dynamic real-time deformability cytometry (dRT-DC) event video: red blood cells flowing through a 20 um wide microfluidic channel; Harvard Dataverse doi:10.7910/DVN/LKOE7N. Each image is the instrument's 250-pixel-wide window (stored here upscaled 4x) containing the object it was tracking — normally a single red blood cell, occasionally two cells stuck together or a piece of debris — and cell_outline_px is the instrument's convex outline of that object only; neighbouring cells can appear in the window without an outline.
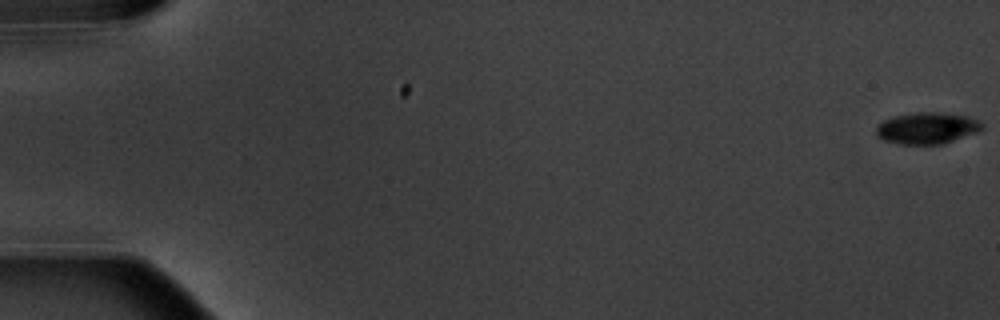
{"species": "common noctule bat (a hibernating species)", "species_latin": "Nyctalus noctula", "temperature_condition": "warm", "stored_images_in_passage": 6, "camera_frame_rate_fps": 3000, "um_per_image_px": 0.085, "animal": {"sex": "male", "body_mass_g": 20.1, "forearm_length_mm": 53.5}, "frame": {"image": 1, "passage_image": 1, "time_ms": 0.0, "image_size_px": [1000, 320], "cell_outline_px": [[984, 128], [980, 132], [940, 144], [900, 144], [884, 140], [876, 136], [876, 128], [884, 120], [892, 116], [916, 112], [936, 112], [968, 116], [980, 120], [984, 124]], "centroid_in_image_um": [78.84, 10.88], "position_along_channel_um": 6.2, "area_um2": 19.59}}
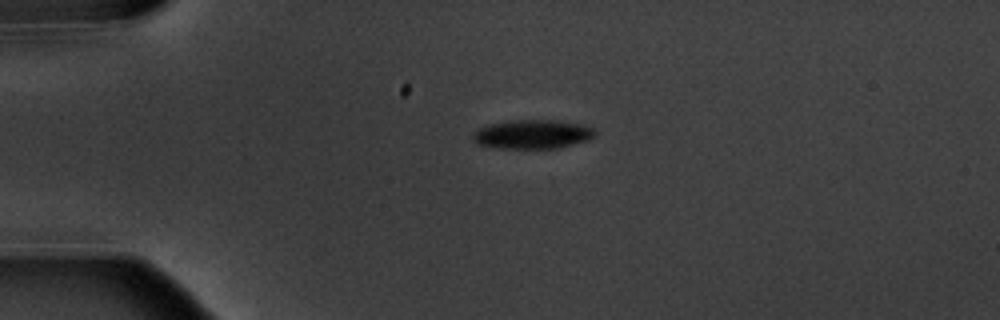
{"frame": {"image": 2, "passage_image": 5, "time_ms": 4.667, "image_size_px": [1000, 320], "cell_outline_px": [[596, 136], [588, 140], [560, 148], [488, 148], [476, 144], [472, 140], [472, 136], [480, 128], [488, 124], [512, 120], [556, 120], [584, 124], [596, 128]], "centroid_in_image_um": [45.29, 11.41], "position_along_channel_um": 39.7, "area_um2": 21.04}}